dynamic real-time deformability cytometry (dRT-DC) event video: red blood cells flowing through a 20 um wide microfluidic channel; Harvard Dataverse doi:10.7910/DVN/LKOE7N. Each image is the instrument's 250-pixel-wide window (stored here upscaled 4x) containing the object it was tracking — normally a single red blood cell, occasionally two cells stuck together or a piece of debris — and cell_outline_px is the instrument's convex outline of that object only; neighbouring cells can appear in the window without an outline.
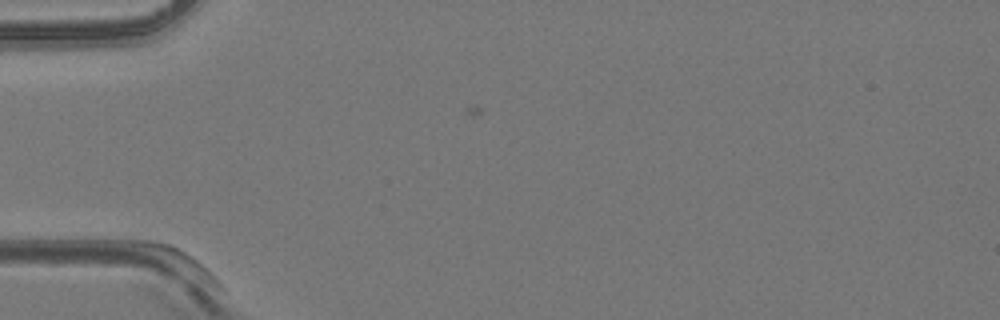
{"species": "common noctule bat (a hibernating species)", "species_latin": "Nyctalus noctula", "temperature_condition": "room temperature", "stored_images_in_passage": 17, "camera_frame_rate_fps": 3000, "um_per_image_px": 0.085, "animal": {"sex": "female", "body_mass_g": 24.6, "forearm_length_mm": 56.2}, "frame": {"image": 1, "passage_image": 1, "time_ms": 0.0, "image_size_px": [1000, 320], "cell_outline_px": [[228, 292], [224, 292], [132, 244], [136, 240], [152, 240], [172, 244], [180, 248], [204, 264], [220, 280]], "centroid_in_image_um": [15.36, 22.18], "position_along_channel_um": 69.6, "area_um2": 10.29}}